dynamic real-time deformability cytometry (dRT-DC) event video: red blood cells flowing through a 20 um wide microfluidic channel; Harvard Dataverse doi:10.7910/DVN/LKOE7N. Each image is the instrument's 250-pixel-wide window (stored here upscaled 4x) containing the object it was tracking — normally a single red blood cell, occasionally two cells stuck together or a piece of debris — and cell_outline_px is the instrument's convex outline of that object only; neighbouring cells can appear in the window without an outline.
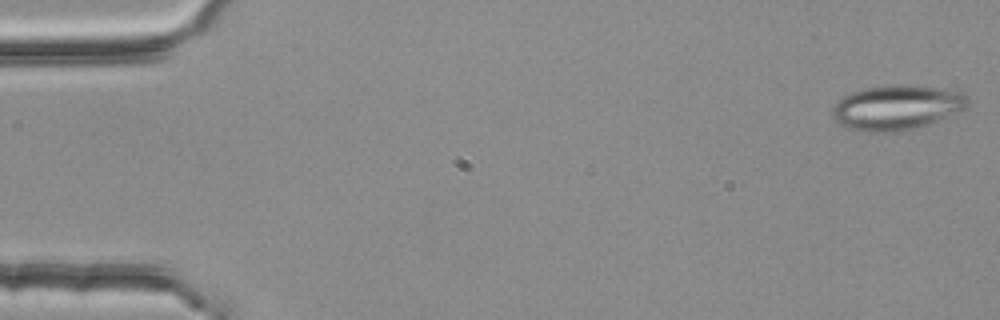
{"species": "common noctule bat (a hibernating species)", "species_latin": "Nyctalus noctula", "temperature_condition": "room temperature", "stored_images_in_passage": 6, "camera_frame_rate_fps": 3000, "um_per_image_px": 0.085, "animal": {"sex": "female", "body_mass_g": 25.1}, "frame": {"image": 1, "passage_image": 1, "time_ms": 0.0, "image_size_px": [1000, 320], "cell_outline_px": [[968, 104], [964, 108], [936, 120], [912, 128], [884, 132], [868, 132], [848, 128], [840, 124], [832, 116], [832, 108], [848, 92], [864, 88], [888, 84], [908, 84], [944, 88], [960, 92], [968, 100]], "centroid_in_image_um": [76.16, 9.09], "position_along_channel_um": 8.8, "area_um2": 34.85}}